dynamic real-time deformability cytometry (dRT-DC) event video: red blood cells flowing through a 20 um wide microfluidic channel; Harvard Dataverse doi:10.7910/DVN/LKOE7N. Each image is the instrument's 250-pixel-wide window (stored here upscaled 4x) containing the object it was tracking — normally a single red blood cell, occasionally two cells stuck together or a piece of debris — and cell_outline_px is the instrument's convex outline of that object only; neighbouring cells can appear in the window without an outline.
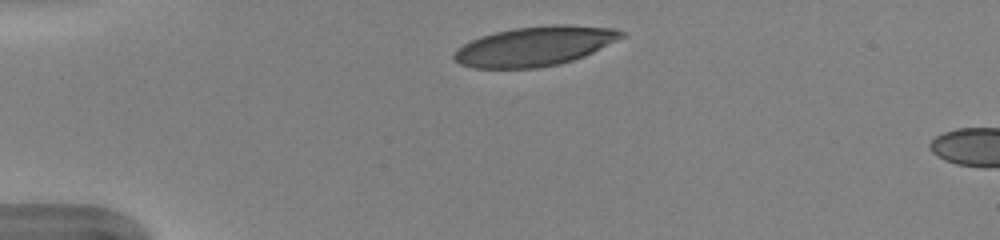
{"species": "human", "species_latin": "Homo sapiens", "temperature_condition": "warm", "stored_images_in_passage": 4, "camera_frame_rate_fps": 3000, "um_per_image_px": 0.085, "donor": {"sex": "female"}, "frame": {"image": 1, "passage_image": 1, "time_ms": 0.0, "image_size_px": [1000, 240], "cell_outline_px": [[628, 36], [584, 56], [560, 64], [536, 68], [472, 68], [460, 64], [452, 56], [464, 44], [480, 36], [512, 28], [552, 24], [564, 24], [612, 28], [624, 32]], "centroid_in_image_um": [45.5, 3.92], "position_along_channel_um": 39.5, "area_um2": 38.55}}